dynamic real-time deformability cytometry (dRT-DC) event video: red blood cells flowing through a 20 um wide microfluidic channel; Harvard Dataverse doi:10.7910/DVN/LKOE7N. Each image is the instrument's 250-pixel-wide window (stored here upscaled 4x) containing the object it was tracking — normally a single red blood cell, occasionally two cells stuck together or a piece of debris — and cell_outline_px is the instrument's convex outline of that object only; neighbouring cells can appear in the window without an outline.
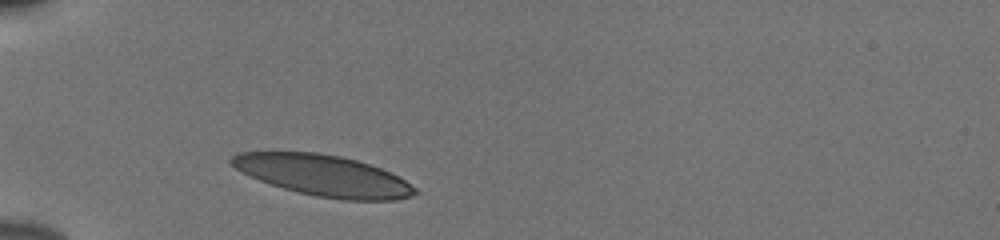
{"species": "human", "species_latin": "Homo sapiens", "temperature_condition": "cold", "stored_images_in_passage": 30, "camera_frame_rate_fps": 3000, "um_per_image_px": 0.085, "donor": {"sex": "male"}, "frame": {"image": 1, "passage_image": 1, "time_ms": 0.0, "image_size_px": [1000, 240], "cell_outline_px": [[420, 192], [412, 196], [396, 200], [344, 200], [316, 196], [284, 188], [260, 180], [236, 168], [228, 160], [236, 152], [316, 152], [340, 156], [356, 160], [380, 168], [404, 180], [416, 188]], "centroid_in_image_um": [27.51, 14.92], "position_along_channel_um": 57.5, "area_um2": 43.35}}
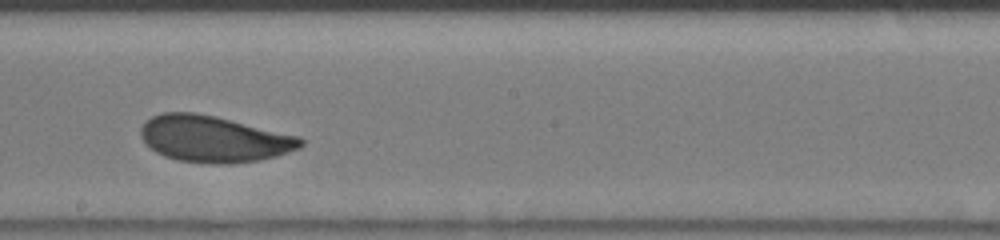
{"frame": {"image": 2, "passage_image": 16, "time_ms": 5.0, "image_size_px": [1000, 240], "cell_outline_px": [[304, 144], [300, 148], [276, 156], [260, 160], [232, 164], [208, 164], [176, 160], [164, 156], [156, 152], [140, 136], [140, 128], [152, 116], [164, 112], [196, 112], [300, 136], [304, 140]], "centroid_in_image_um": [18.19, 11.82], "position_along_channel_um": 230.0, "area_um2": 43.23}}
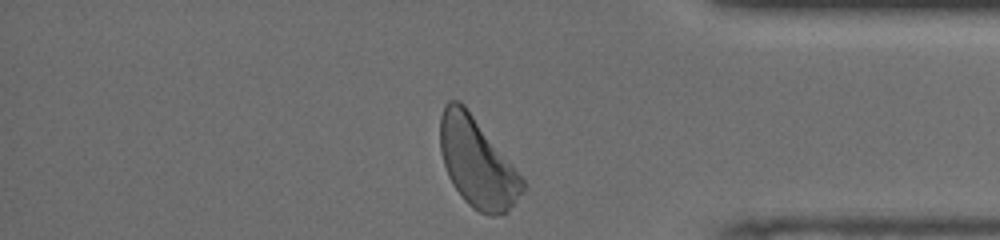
{"frame": {"image": 3, "passage_image": 30, "time_ms": 9.667, "image_size_px": [1000, 240], "cell_outline_px": [[524, 192], [504, 212], [492, 216], [480, 212], [472, 208], [464, 200], [452, 184], [448, 176], [440, 152], [440, 116], [444, 104], [448, 100], [460, 100], [464, 104], [524, 180]], "centroid_in_image_um": [40.51, 13.8], "position_along_channel_um": 394.7, "area_um2": 42.25}, "authors_computed_cell_mechanics": {"area_um2": 42.6853, "velocity_mm_per_s": 3.8035, "shape_relaxation_time_tau1_ms": 2.5512, "shape_relaxation_time_tau2_ms": 2.5717, "deformation_change_tau1": 0.1008, "deformation_change_tau2": 0.0753}}